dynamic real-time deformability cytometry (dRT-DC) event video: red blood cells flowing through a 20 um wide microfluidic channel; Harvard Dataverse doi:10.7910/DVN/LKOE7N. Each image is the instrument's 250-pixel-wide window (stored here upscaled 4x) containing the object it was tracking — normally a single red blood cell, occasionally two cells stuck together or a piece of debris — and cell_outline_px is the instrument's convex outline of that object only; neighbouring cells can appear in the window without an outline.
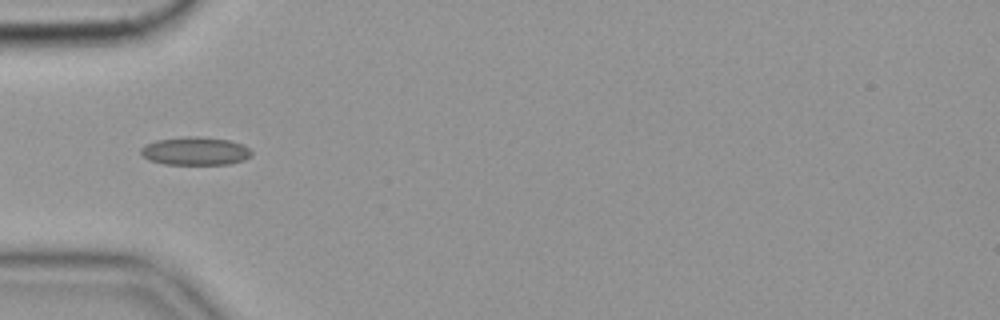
{"species": "common noctule bat (a hibernating species)", "species_latin": "Nyctalus noctula", "temperature_condition": "cold", "stored_images_in_passage": 3, "camera_frame_rate_fps": 3000, "um_per_image_px": 0.085, "animal": {"sex": "female", "body_mass_g": 19.9}, "frame": {"image": 1, "passage_image": 1, "time_ms": 0.0, "image_size_px": [1000, 320], "cell_outline_px": [[252, 156], [244, 160], [228, 164], [164, 164], [148, 160], [140, 152], [140, 148], [144, 144], [156, 140], [184, 136], [196, 136], [228, 140], [240, 144], [248, 148], [252, 152]], "centroid_in_image_um": [16.56, 12.84], "position_along_channel_um": 68.4, "area_um2": 18.21}}